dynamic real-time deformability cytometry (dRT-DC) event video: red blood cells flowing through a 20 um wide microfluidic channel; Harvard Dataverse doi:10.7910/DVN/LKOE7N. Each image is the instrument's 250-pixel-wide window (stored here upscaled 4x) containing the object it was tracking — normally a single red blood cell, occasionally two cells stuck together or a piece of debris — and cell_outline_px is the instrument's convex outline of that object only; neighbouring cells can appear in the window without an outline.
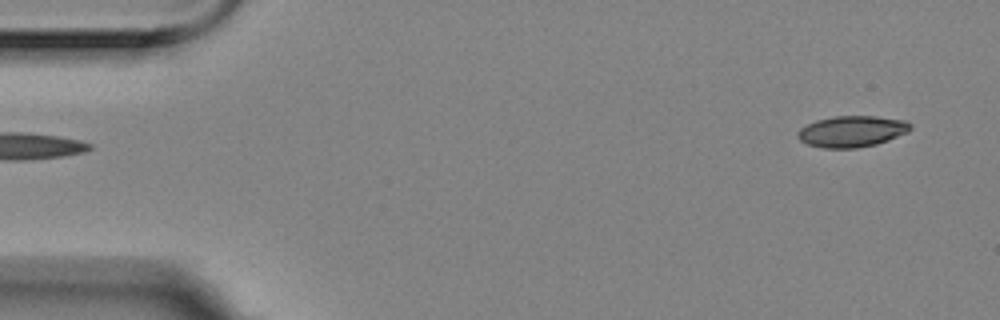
{"species": "Egyptian fruit bat (a non-hibernating species)", "species_latin": "Rousettus aegyptiacus", "temperature_condition": "room temperature", "stored_images_in_passage": 3, "segment_of_instrument_passage": [2, 2], "camera_frame_rate_fps": 3000, "um_per_image_px": 0.085, "animal": {"sex": "female"}, "frame": {"image": 1, "passage_image": 3, "time_ms": 0.667, "image_size_px": [1000, 320], "cell_outline_px": [[912, 128], [908, 132], [888, 140], [876, 144], [856, 148], [824, 148], [808, 144], [800, 140], [796, 136], [796, 132], [800, 128], [816, 120], [836, 116], [876, 116], [904, 120], [912, 124]], "centroid_in_image_um": [72.41, 11.16], "position_along_channel_um": 12.6, "area_um2": 20.52}}